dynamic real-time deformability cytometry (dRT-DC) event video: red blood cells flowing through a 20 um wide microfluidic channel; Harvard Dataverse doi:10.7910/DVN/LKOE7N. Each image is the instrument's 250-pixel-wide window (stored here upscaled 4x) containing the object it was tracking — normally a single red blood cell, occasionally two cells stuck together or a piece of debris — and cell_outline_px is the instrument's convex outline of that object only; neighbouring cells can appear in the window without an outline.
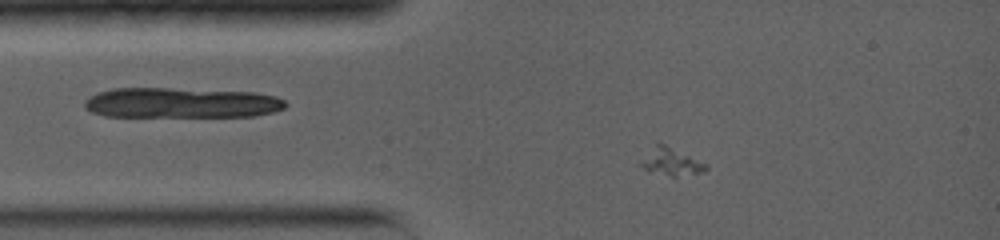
{"species": "common noctule bat (a hibernating species)", "species_latin": "Nyctalus noctula", "temperature_condition": "warm", "stored_images_in_passage": 56, "camera_frame_rate_fps": 5000, "um_per_image_px": 0.085, "animal": {"sex": "female", "body_mass_g": 19.0, "forearm_length_mm": 56.7}, "frame": {"image": 1, "passage_image": 8, "time_ms": 2.0, "image_size_px": [1000, 240], "cell_outline_px": [[708, 168], [704, 172], [676, 176], [672, 176], [648, 172], [636, 164], [656, 144], [664, 144], [708, 164]], "centroid_in_image_um": [57.01, 13.78], "position_along_channel_um": 28.0, "area_um2": 10.4}}